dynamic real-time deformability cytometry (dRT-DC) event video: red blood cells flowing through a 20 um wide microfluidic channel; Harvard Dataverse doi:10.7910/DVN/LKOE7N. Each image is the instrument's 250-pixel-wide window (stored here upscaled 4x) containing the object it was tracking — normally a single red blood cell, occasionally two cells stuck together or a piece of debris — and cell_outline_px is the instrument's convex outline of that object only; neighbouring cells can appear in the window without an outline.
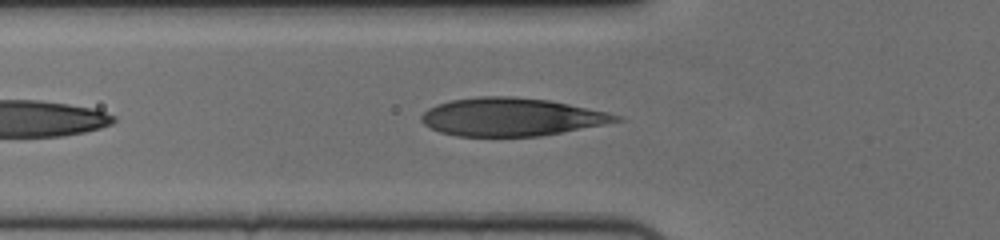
{"species": "human", "species_latin": "Homo sapiens", "temperature_condition": "cold", "stored_images_in_passage": 27, "camera_frame_rate_fps": 3000, "um_per_image_px": 0.085, "donor": {"sex": "female"}, "frame": {"image": 1, "passage_image": 6, "time_ms": 1.667, "image_size_px": [1000, 240], "cell_outline_px": [[624, 120], [604, 124], [540, 136], [456, 136], [440, 132], [424, 124], [420, 120], [420, 116], [428, 108], [436, 104], [452, 100], [480, 96], [512, 96], [548, 100], [608, 112], [624, 116]], "centroid_in_image_um": [43.46, 9.94], "position_along_channel_um": 82.3, "area_um2": 43.06}}
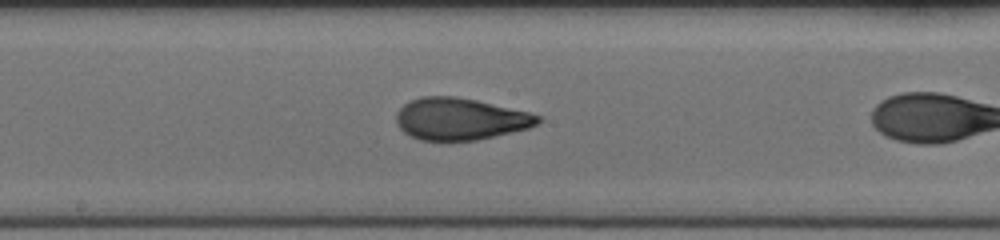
{"frame": {"image": 2, "passage_image": 13, "time_ms": 4.0, "image_size_px": [1000, 240], "cell_outline_px": [[544, 116], [536, 124], [528, 128], [476, 140], [420, 140], [404, 132], [396, 124], [396, 112], [408, 100], [420, 96], [456, 96], [476, 100], [528, 112]], "centroid_in_image_um": [39.08, 10.09], "position_along_channel_um": 209.1, "area_um2": 34.51}}
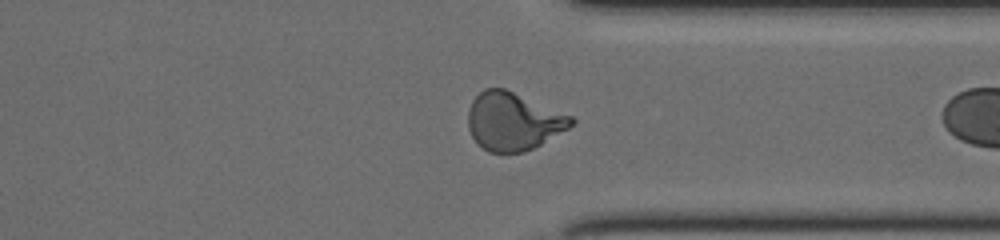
{"frame": {"image": 3, "passage_image": 26, "time_ms": 8.333, "image_size_px": [1000, 240], "cell_outline_px": [[576, 124], [540, 144], [524, 152], [488, 152], [472, 136], [468, 128], [468, 108], [472, 100], [484, 88], [504, 88], [572, 116], [576, 120]], "centroid_in_image_um": [43.62, 10.3], "position_along_channel_um": 367.8, "area_um2": 34.56}}